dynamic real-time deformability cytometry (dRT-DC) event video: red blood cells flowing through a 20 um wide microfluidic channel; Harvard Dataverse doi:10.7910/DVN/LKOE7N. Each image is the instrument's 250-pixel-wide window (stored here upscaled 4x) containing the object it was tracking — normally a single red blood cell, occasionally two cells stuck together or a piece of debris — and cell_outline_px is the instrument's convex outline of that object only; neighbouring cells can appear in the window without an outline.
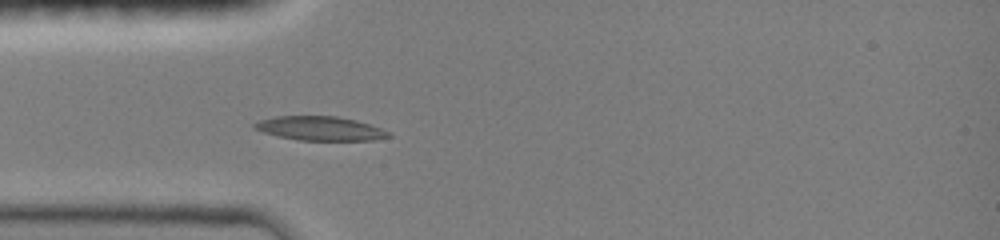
{"species": "common noctule bat (a hibernating species)", "species_latin": "Nyctalus noctula", "temperature_condition": "room temperature", "stored_images_in_passage": 33, "camera_frame_rate_fps": 3000, "um_per_image_px": 0.085, "animal": {"sex": "female", "body_mass_g": 19.0, "forearm_length_mm": 51.5}, "frame": {"image": 1, "passage_image": 1, "time_ms": 0.0, "image_size_px": [1000, 240], "cell_outline_px": [[392, 136], [372, 140], [300, 140], [276, 136], [252, 128], [252, 124], [260, 120], [276, 116], [336, 116], [356, 120], [380, 128], [388, 132]], "centroid_in_image_um": [27.16, 10.91], "position_along_channel_um": 57.8, "area_um2": 18.67}}
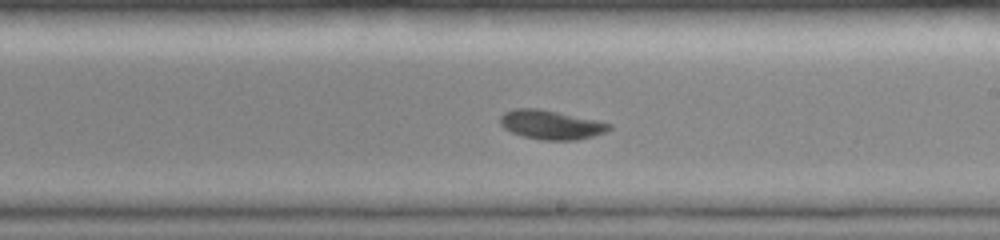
{"frame": {"image": 2, "passage_image": 15, "time_ms": 4.667, "image_size_px": [1000, 240], "cell_outline_px": [[612, 128], [604, 132], [592, 136], [576, 140], [540, 140], [524, 136], [512, 132], [504, 128], [500, 124], [500, 116], [504, 112], [512, 108], [540, 108], [596, 120], [612, 124]], "centroid_in_image_um": [46.81, 10.59], "position_along_channel_um": 242.2, "area_um2": 18.5}}
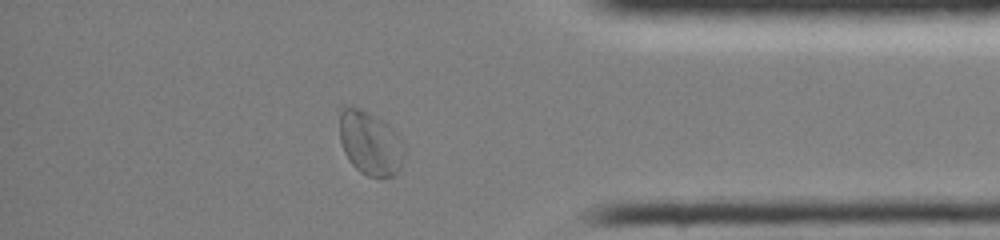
{"frame": {"image": 3, "passage_image": 28, "time_ms": 9.0, "image_size_px": [1000, 240], "cell_outline_px": [[404, 156], [400, 168], [392, 176], [380, 180], [368, 176], [360, 172], [352, 164], [344, 152], [340, 140], [340, 112], [344, 108], [360, 108], [384, 120], [400, 136], [404, 144]], "centroid_in_image_um": [31.5, 12.21], "position_along_channel_um": 403.7, "area_um2": 24.33}, "authors_computed_cell_mechanics": {"area_um2": 18.6116, "velocity_mm_per_s": 3.9879, "shape_relaxation_time_tau1_ms": 3.5981, "shape_relaxation_time_tau2_ms": 3.1122, "deformation_change_tau1": 0.1263, "deformation_change_tau2": 0.0676}}